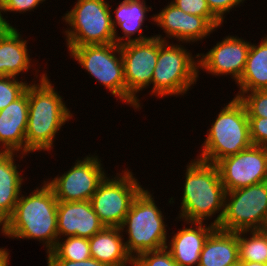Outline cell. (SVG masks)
<instances>
[{"mask_svg":"<svg viewBox=\"0 0 267 266\" xmlns=\"http://www.w3.org/2000/svg\"><path fill=\"white\" fill-rule=\"evenodd\" d=\"M43 181L28 196L21 192L12 215L0 228V234L9 239L37 240L48 253L58 239V200L52 188Z\"/></svg>","mask_w":267,"mask_h":266,"instance_id":"cell-1","label":"cell"},{"mask_svg":"<svg viewBox=\"0 0 267 266\" xmlns=\"http://www.w3.org/2000/svg\"><path fill=\"white\" fill-rule=\"evenodd\" d=\"M60 91L47 74L39 83L28 85V124L26 130V155L33 152L53 151L56 135L66 122L73 119L74 113L66 106Z\"/></svg>","mask_w":267,"mask_h":266,"instance_id":"cell-2","label":"cell"},{"mask_svg":"<svg viewBox=\"0 0 267 266\" xmlns=\"http://www.w3.org/2000/svg\"><path fill=\"white\" fill-rule=\"evenodd\" d=\"M184 179L180 213L175 221L208 223L217 214L210 223L218 227L224 215L226 190L217 165L191 159Z\"/></svg>","mask_w":267,"mask_h":266,"instance_id":"cell-3","label":"cell"},{"mask_svg":"<svg viewBox=\"0 0 267 266\" xmlns=\"http://www.w3.org/2000/svg\"><path fill=\"white\" fill-rule=\"evenodd\" d=\"M217 114L207 130L196 158L216 164L224 157L234 155L252 146L249 118L244 104L236 97Z\"/></svg>","mask_w":267,"mask_h":266,"instance_id":"cell-4","label":"cell"},{"mask_svg":"<svg viewBox=\"0 0 267 266\" xmlns=\"http://www.w3.org/2000/svg\"><path fill=\"white\" fill-rule=\"evenodd\" d=\"M154 193L143 188L131 203L130 209L120 226L126 232L125 246L132 259L144 252L160 250L166 247L170 236L166 217L156 204ZM166 223V224H165Z\"/></svg>","mask_w":267,"mask_h":266,"instance_id":"cell-5","label":"cell"},{"mask_svg":"<svg viewBox=\"0 0 267 266\" xmlns=\"http://www.w3.org/2000/svg\"><path fill=\"white\" fill-rule=\"evenodd\" d=\"M184 44L159 39V54L149 95L159 99L182 97L197 84L200 77L198 54L192 55V51L185 48Z\"/></svg>","mask_w":267,"mask_h":266,"instance_id":"cell-6","label":"cell"},{"mask_svg":"<svg viewBox=\"0 0 267 266\" xmlns=\"http://www.w3.org/2000/svg\"><path fill=\"white\" fill-rule=\"evenodd\" d=\"M109 0H77L62 16L67 50L83 45L115 43ZM65 30V31H64Z\"/></svg>","mask_w":267,"mask_h":266,"instance_id":"cell-7","label":"cell"},{"mask_svg":"<svg viewBox=\"0 0 267 266\" xmlns=\"http://www.w3.org/2000/svg\"><path fill=\"white\" fill-rule=\"evenodd\" d=\"M68 53L85 72L109 90L112 96L126 104V82L119 45H83L70 48Z\"/></svg>","mask_w":267,"mask_h":266,"instance_id":"cell-8","label":"cell"},{"mask_svg":"<svg viewBox=\"0 0 267 266\" xmlns=\"http://www.w3.org/2000/svg\"><path fill=\"white\" fill-rule=\"evenodd\" d=\"M217 228L227 232L267 229V181L226 192Z\"/></svg>","mask_w":267,"mask_h":266,"instance_id":"cell-9","label":"cell"},{"mask_svg":"<svg viewBox=\"0 0 267 266\" xmlns=\"http://www.w3.org/2000/svg\"><path fill=\"white\" fill-rule=\"evenodd\" d=\"M131 170L108 174L91 197L94 212L105 227H120L132 201L144 188Z\"/></svg>","mask_w":267,"mask_h":266,"instance_id":"cell-10","label":"cell"},{"mask_svg":"<svg viewBox=\"0 0 267 266\" xmlns=\"http://www.w3.org/2000/svg\"><path fill=\"white\" fill-rule=\"evenodd\" d=\"M124 78L126 82V105L141 110L139 93L150 88L159 54V38L129 42L120 45ZM138 94V95H137Z\"/></svg>","mask_w":267,"mask_h":266,"instance_id":"cell-11","label":"cell"},{"mask_svg":"<svg viewBox=\"0 0 267 266\" xmlns=\"http://www.w3.org/2000/svg\"><path fill=\"white\" fill-rule=\"evenodd\" d=\"M81 158H77L74 165L60 176L58 174L54 178L45 179L58 201H90L100 183L108 175L97 153H88Z\"/></svg>","mask_w":267,"mask_h":266,"instance_id":"cell-12","label":"cell"},{"mask_svg":"<svg viewBox=\"0 0 267 266\" xmlns=\"http://www.w3.org/2000/svg\"><path fill=\"white\" fill-rule=\"evenodd\" d=\"M226 192L267 181V148L252 145L216 163Z\"/></svg>","mask_w":267,"mask_h":266,"instance_id":"cell-13","label":"cell"},{"mask_svg":"<svg viewBox=\"0 0 267 266\" xmlns=\"http://www.w3.org/2000/svg\"><path fill=\"white\" fill-rule=\"evenodd\" d=\"M251 42L238 35H228L222 38L206 53L198 54V72L212 76H230L235 84L244 71Z\"/></svg>","mask_w":267,"mask_h":266,"instance_id":"cell-14","label":"cell"},{"mask_svg":"<svg viewBox=\"0 0 267 266\" xmlns=\"http://www.w3.org/2000/svg\"><path fill=\"white\" fill-rule=\"evenodd\" d=\"M152 16V17H151ZM150 16L152 24L162 28L165 35L156 34L154 37L169 42L175 39L179 43L189 46L213 34L216 29L201 16L185 13L171 2L162 8L159 13ZM163 36V37H162Z\"/></svg>","mask_w":267,"mask_h":266,"instance_id":"cell-15","label":"cell"},{"mask_svg":"<svg viewBox=\"0 0 267 266\" xmlns=\"http://www.w3.org/2000/svg\"><path fill=\"white\" fill-rule=\"evenodd\" d=\"M104 228V224L94 212L91 201H58V239L70 236L89 239Z\"/></svg>","mask_w":267,"mask_h":266,"instance_id":"cell-16","label":"cell"},{"mask_svg":"<svg viewBox=\"0 0 267 266\" xmlns=\"http://www.w3.org/2000/svg\"><path fill=\"white\" fill-rule=\"evenodd\" d=\"M28 86L14 102L0 111V151L26 155V130L28 124Z\"/></svg>","mask_w":267,"mask_h":266,"instance_id":"cell-17","label":"cell"},{"mask_svg":"<svg viewBox=\"0 0 267 266\" xmlns=\"http://www.w3.org/2000/svg\"><path fill=\"white\" fill-rule=\"evenodd\" d=\"M183 222L189 227L184 225L183 229L172 232L173 236L167 240L165 248L180 266H198L204 243L217 227L210 222Z\"/></svg>","mask_w":267,"mask_h":266,"instance_id":"cell-18","label":"cell"},{"mask_svg":"<svg viewBox=\"0 0 267 266\" xmlns=\"http://www.w3.org/2000/svg\"><path fill=\"white\" fill-rule=\"evenodd\" d=\"M152 9V6H148L145 0H123L117 4L115 10L110 5L115 43L120 46L125 43L145 41L152 38L153 35L149 37L142 34L144 31L143 23L147 20L146 14L153 11ZM117 27L121 29L120 33L122 31V37L119 36Z\"/></svg>","mask_w":267,"mask_h":266,"instance_id":"cell-19","label":"cell"},{"mask_svg":"<svg viewBox=\"0 0 267 266\" xmlns=\"http://www.w3.org/2000/svg\"><path fill=\"white\" fill-rule=\"evenodd\" d=\"M28 41L14 26L5 27L0 32V76L19 78L36 66L30 58Z\"/></svg>","mask_w":267,"mask_h":266,"instance_id":"cell-20","label":"cell"},{"mask_svg":"<svg viewBox=\"0 0 267 266\" xmlns=\"http://www.w3.org/2000/svg\"><path fill=\"white\" fill-rule=\"evenodd\" d=\"M25 154L0 151V225L12 215L25 183L24 176L16 160L23 161ZM17 159H16V158ZM22 159V160H21Z\"/></svg>","mask_w":267,"mask_h":266,"instance_id":"cell-21","label":"cell"},{"mask_svg":"<svg viewBox=\"0 0 267 266\" xmlns=\"http://www.w3.org/2000/svg\"><path fill=\"white\" fill-rule=\"evenodd\" d=\"M120 227H105L89 238L91 257L107 266H132Z\"/></svg>","mask_w":267,"mask_h":266,"instance_id":"cell-22","label":"cell"},{"mask_svg":"<svg viewBox=\"0 0 267 266\" xmlns=\"http://www.w3.org/2000/svg\"><path fill=\"white\" fill-rule=\"evenodd\" d=\"M198 266H239L238 232L216 228L204 243Z\"/></svg>","mask_w":267,"mask_h":266,"instance_id":"cell-23","label":"cell"},{"mask_svg":"<svg viewBox=\"0 0 267 266\" xmlns=\"http://www.w3.org/2000/svg\"><path fill=\"white\" fill-rule=\"evenodd\" d=\"M238 92L267 90V35L251 43L244 71L236 83Z\"/></svg>","mask_w":267,"mask_h":266,"instance_id":"cell-24","label":"cell"},{"mask_svg":"<svg viewBox=\"0 0 267 266\" xmlns=\"http://www.w3.org/2000/svg\"><path fill=\"white\" fill-rule=\"evenodd\" d=\"M239 261L264 263L267 258V229L238 231Z\"/></svg>","mask_w":267,"mask_h":266,"instance_id":"cell-25","label":"cell"},{"mask_svg":"<svg viewBox=\"0 0 267 266\" xmlns=\"http://www.w3.org/2000/svg\"><path fill=\"white\" fill-rule=\"evenodd\" d=\"M46 254L47 259L86 260L91 257L89 239L78 236L57 239L55 247Z\"/></svg>","mask_w":267,"mask_h":266,"instance_id":"cell-26","label":"cell"},{"mask_svg":"<svg viewBox=\"0 0 267 266\" xmlns=\"http://www.w3.org/2000/svg\"><path fill=\"white\" fill-rule=\"evenodd\" d=\"M38 68L41 67L39 66L37 69L34 67L32 70H35V72H33V75H35L34 79H38V77L39 79H32V81H29V83L25 81V76L22 77L21 81L20 78L17 77L0 76V111L7 107L11 102H14L16 99H18L26 91V88L30 83L39 82L46 74H48L45 71L44 73L42 72L41 74H38L40 72Z\"/></svg>","mask_w":267,"mask_h":266,"instance_id":"cell-27","label":"cell"},{"mask_svg":"<svg viewBox=\"0 0 267 266\" xmlns=\"http://www.w3.org/2000/svg\"><path fill=\"white\" fill-rule=\"evenodd\" d=\"M235 97L244 104L248 117L267 118V90L237 92Z\"/></svg>","mask_w":267,"mask_h":266,"instance_id":"cell-28","label":"cell"},{"mask_svg":"<svg viewBox=\"0 0 267 266\" xmlns=\"http://www.w3.org/2000/svg\"><path fill=\"white\" fill-rule=\"evenodd\" d=\"M171 3L185 13L204 17L216 30L223 26L211 13L206 0H171Z\"/></svg>","mask_w":267,"mask_h":266,"instance_id":"cell-29","label":"cell"},{"mask_svg":"<svg viewBox=\"0 0 267 266\" xmlns=\"http://www.w3.org/2000/svg\"><path fill=\"white\" fill-rule=\"evenodd\" d=\"M132 266H180L166 249L153 250L137 255L132 260Z\"/></svg>","mask_w":267,"mask_h":266,"instance_id":"cell-30","label":"cell"},{"mask_svg":"<svg viewBox=\"0 0 267 266\" xmlns=\"http://www.w3.org/2000/svg\"><path fill=\"white\" fill-rule=\"evenodd\" d=\"M46 0H4L3 3L0 5V14H1V19L4 23V25L6 27H13L12 25V21L11 23L9 22V19L7 20L6 16H4V14L8 15L7 12H9V14L12 13H26L31 12L35 9H37L40 4H45Z\"/></svg>","mask_w":267,"mask_h":266,"instance_id":"cell-31","label":"cell"},{"mask_svg":"<svg viewBox=\"0 0 267 266\" xmlns=\"http://www.w3.org/2000/svg\"><path fill=\"white\" fill-rule=\"evenodd\" d=\"M250 126V138L253 145L267 148V118L248 117Z\"/></svg>","mask_w":267,"mask_h":266,"instance_id":"cell-32","label":"cell"},{"mask_svg":"<svg viewBox=\"0 0 267 266\" xmlns=\"http://www.w3.org/2000/svg\"><path fill=\"white\" fill-rule=\"evenodd\" d=\"M209 6L211 13L221 22L224 21L226 14L232 12V10L236 11V7L240 8L244 1L246 0H206Z\"/></svg>","mask_w":267,"mask_h":266,"instance_id":"cell-33","label":"cell"},{"mask_svg":"<svg viewBox=\"0 0 267 266\" xmlns=\"http://www.w3.org/2000/svg\"><path fill=\"white\" fill-rule=\"evenodd\" d=\"M47 266H107L90 257L83 261H69L66 259H47Z\"/></svg>","mask_w":267,"mask_h":266,"instance_id":"cell-34","label":"cell"},{"mask_svg":"<svg viewBox=\"0 0 267 266\" xmlns=\"http://www.w3.org/2000/svg\"><path fill=\"white\" fill-rule=\"evenodd\" d=\"M9 249L0 247V266H10L9 259H10V251Z\"/></svg>","mask_w":267,"mask_h":266,"instance_id":"cell-35","label":"cell"},{"mask_svg":"<svg viewBox=\"0 0 267 266\" xmlns=\"http://www.w3.org/2000/svg\"><path fill=\"white\" fill-rule=\"evenodd\" d=\"M239 266H265V264L260 262L239 261Z\"/></svg>","mask_w":267,"mask_h":266,"instance_id":"cell-36","label":"cell"},{"mask_svg":"<svg viewBox=\"0 0 267 266\" xmlns=\"http://www.w3.org/2000/svg\"><path fill=\"white\" fill-rule=\"evenodd\" d=\"M6 26L4 25L2 19H1V14H0V32L5 28Z\"/></svg>","mask_w":267,"mask_h":266,"instance_id":"cell-37","label":"cell"}]
</instances>
